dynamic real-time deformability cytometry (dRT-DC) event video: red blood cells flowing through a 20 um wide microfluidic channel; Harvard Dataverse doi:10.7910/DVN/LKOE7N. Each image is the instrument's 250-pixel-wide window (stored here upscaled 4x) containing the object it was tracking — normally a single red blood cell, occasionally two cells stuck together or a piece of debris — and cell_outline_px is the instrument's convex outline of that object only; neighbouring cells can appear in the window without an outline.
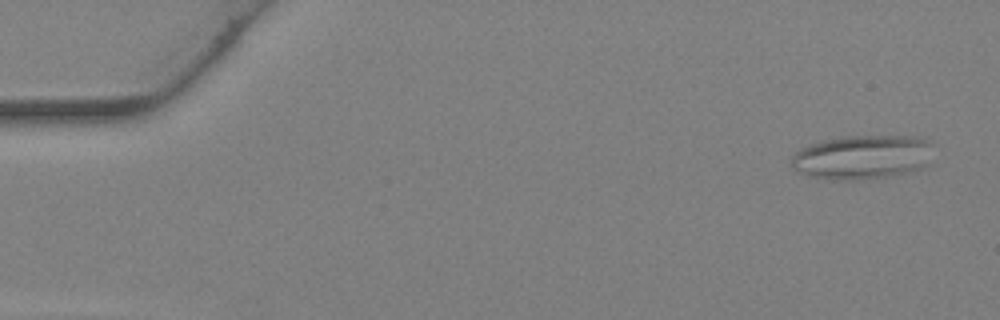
{"species": "Egyptian fruit bat (a non-hibernating species)", "species_latin": "Rousettus aegyptiacus", "temperature_condition": "warm", "stored_images_in_passage": 37, "camera_frame_rate_fps": 3000, "um_per_image_px": 0.085, "animal": {"sex": "female"}, "frame": {"image": 1, "passage_image": 1, "time_ms": 0.0, "image_size_px": [1000, 320], "cell_outline_px": [[928, 164], [920, 168], [908, 172], [884, 176], [856, 180], [828, 180], [812, 176], [796, 168], [792, 164], [792, 156], [800, 148], [824, 140], [844, 136], [924, 136], [928, 140]], "centroid_in_image_um": [73.29, 13.34], "position_along_channel_um": 11.7, "area_um2": 35.89}}
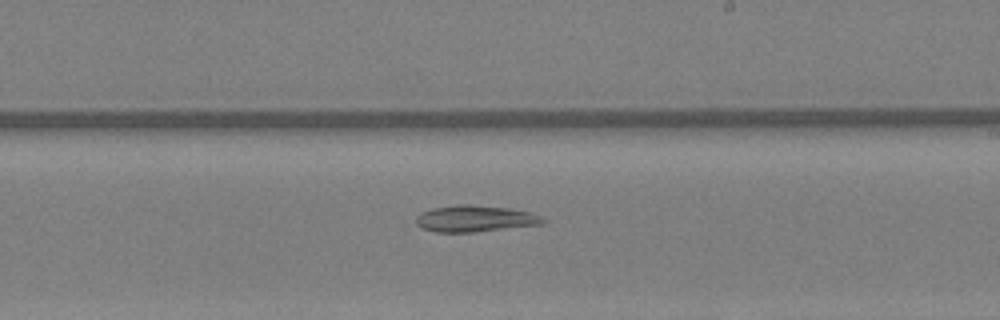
{"frame": {"image": 2, "passage_image": 22, "time_ms": 7.0, "image_size_px": [1000, 320], "cell_outline_px": [[544, 224], [472, 232], [436, 232], [420, 228], [416, 224], [416, 216], [420, 212], [432, 208], [456, 204], [468, 204], [508, 208], [528, 212], [540, 216], [544, 220]], "centroid_in_image_um": [40.3, 18.58], "position_along_channel_um": 248.7, "area_um2": 19.54}}
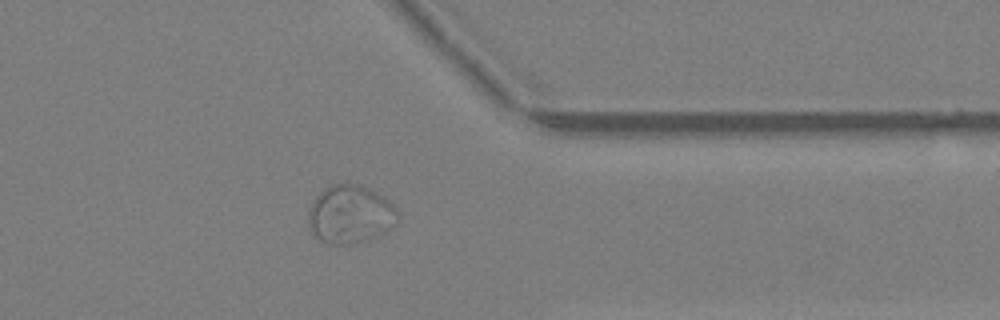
{"frame": {"image": 3, "passage_image": 30, "time_ms": 9.667, "image_size_px": [1000, 320], "cell_outline_px": [[400, 216], [396, 224], [384, 232], [376, 236], [352, 244], [328, 244], [320, 240], [308, 232], [308, 208], [312, 200], [324, 188], [332, 184], [348, 180], [360, 184], [376, 192], [392, 204], [396, 208]], "centroid_in_image_um": [29.72, 18.19], "position_along_channel_um": 381.7, "area_um2": 31.04}}